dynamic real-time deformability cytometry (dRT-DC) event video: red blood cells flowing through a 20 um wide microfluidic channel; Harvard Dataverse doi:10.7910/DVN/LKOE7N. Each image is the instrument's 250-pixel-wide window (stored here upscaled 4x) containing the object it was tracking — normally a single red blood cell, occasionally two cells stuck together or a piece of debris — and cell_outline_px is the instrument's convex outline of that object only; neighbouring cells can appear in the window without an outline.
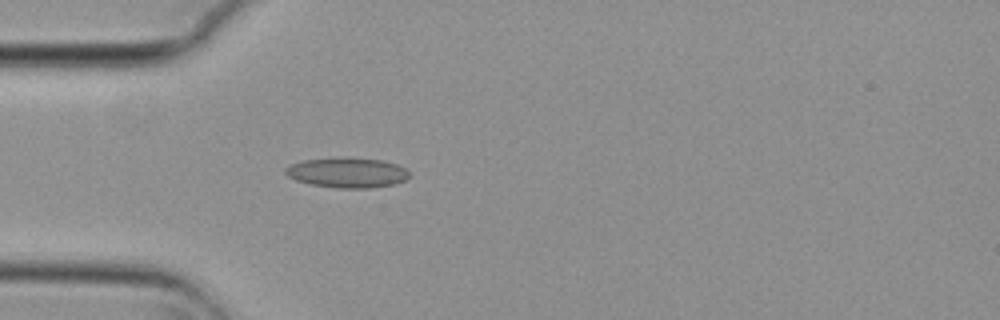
{"species": "common noctule bat (a hibernating species)", "species_latin": "Nyctalus noctula", "temperature_condition": "cold", "stored_images_in_passage": 1, "camera_frame_rate_fps": 3000, "um_per_image_px": 0.085, "animal": {"sex": "female", "body_mass_g": 29.2, "forearm_length_mm": 56.3}, "frame": {"image": 1, "passage_image": 1, "time_ms": 0.0, "image_size_px": [1000, 320], "cell_outline_px": [[408, 176], [404, 180], [396, 184], [368, 188], [336, 188], [312, 184], [296, 180], [288, 176], [284, 172], [284, 168], [288, 164], [304, 160], [344, 156], [380, 160], [396, 164], [404, 168], [408, 172]], "centroid_in_image_um": [29.46, 14.66], "position_along_channel_um": 55.5, "area_um2": 21.85}}